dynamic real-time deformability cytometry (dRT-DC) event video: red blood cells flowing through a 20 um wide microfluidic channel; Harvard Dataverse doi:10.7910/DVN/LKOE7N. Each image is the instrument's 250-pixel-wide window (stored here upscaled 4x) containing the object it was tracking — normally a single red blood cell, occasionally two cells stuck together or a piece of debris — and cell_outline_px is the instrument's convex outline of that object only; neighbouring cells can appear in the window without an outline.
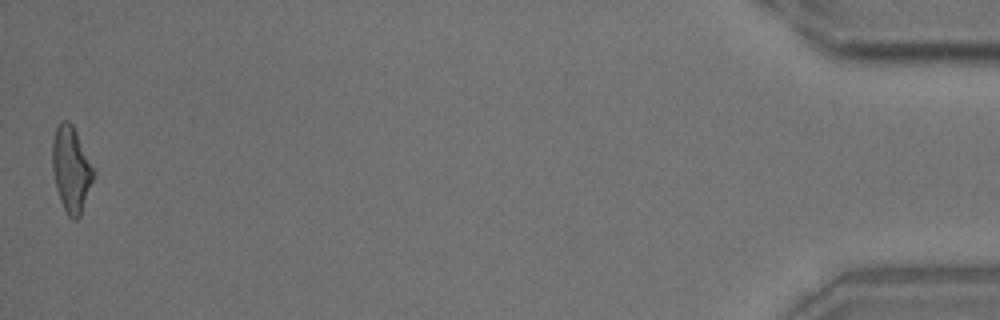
{"species": "common noctule bat (a hibernating species)", "species_latin": "Nyctalus noctula", "temperature_condition": "room temperature", "stored_images_in_passage": 39, "camera_frame_rate_fps": 3000, "um_per_image_px": 0.085, "animal": {"sex": "male", "body_mass_g": 18.8}, "frame": {"image": 1, "passage_image": 39, "time_ms": 12.667, "image_size_px": [1000, 320], "cell_outline_px": [[96, 172], [80, 216], [76, 220], [72, 220], [68, 216], [60, 200], [56, 188], [52, 168], [52, 144], [56, 128], [60, 120], [68, 120], [72, 124]], "centroid_in_image_um": [6.05, 14.39], "position_along_channel_um": 429.2, "area_um2": 20.52}, "authors_computed_cell_mechanics": {"area_um2": 20.4034, "velocity_mm_per_s": 3.7306, "shape_relaxation_time_tau1_ms": 6.735, "shape_relaxation_time_tau2_ms": 1.9188, "deformation_change_tau1": 0.2195, "deformation_change_tau2": 0.1143}}